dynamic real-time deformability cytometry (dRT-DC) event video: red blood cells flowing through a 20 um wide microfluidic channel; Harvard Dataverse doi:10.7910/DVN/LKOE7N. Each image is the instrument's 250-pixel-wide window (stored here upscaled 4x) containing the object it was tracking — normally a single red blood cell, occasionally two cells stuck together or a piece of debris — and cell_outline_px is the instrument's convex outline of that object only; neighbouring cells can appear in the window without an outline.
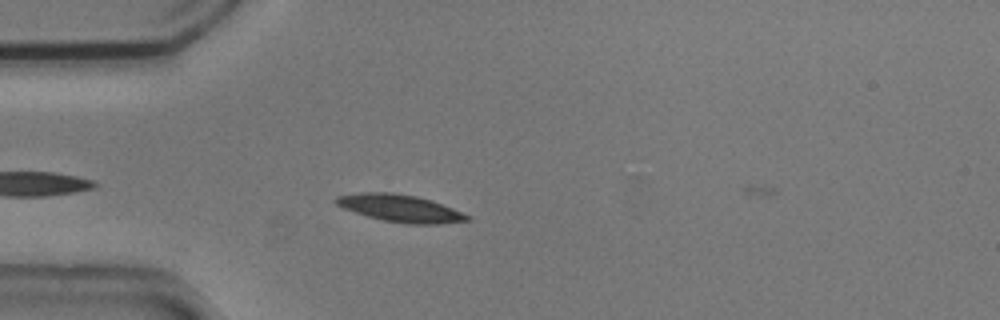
{"species": "common noctule bat (a hibernating species)", "species_latin": "Nyctalus noctula", "temperature_condition": "cold", "stored_images_in_passage": 6, "camera_frame_rate_fps": 3000, "um_per_image_px": 0.085, "animal": {"sex": "male", "body_mass_g": 20.5, "forearm_length_mm": 52.5}, "frame": {"image": 1, "passage_image": 5, "time_ms": 1.333, "image_size_px": [1000, 320], "cell_outline_px": [[472, 220], [440, 224], [408, 224], [384, 220], [368, 216], [344, 208], [336, 204], [332, 200], [336, 196], [360, 192], [392, 192], [416, 196], [432, 200], [472, 216]], "centroid_in_image_um": [34.04, 17.7], "position_along_channel_um": 51.0, "area_um2": 20.92}}